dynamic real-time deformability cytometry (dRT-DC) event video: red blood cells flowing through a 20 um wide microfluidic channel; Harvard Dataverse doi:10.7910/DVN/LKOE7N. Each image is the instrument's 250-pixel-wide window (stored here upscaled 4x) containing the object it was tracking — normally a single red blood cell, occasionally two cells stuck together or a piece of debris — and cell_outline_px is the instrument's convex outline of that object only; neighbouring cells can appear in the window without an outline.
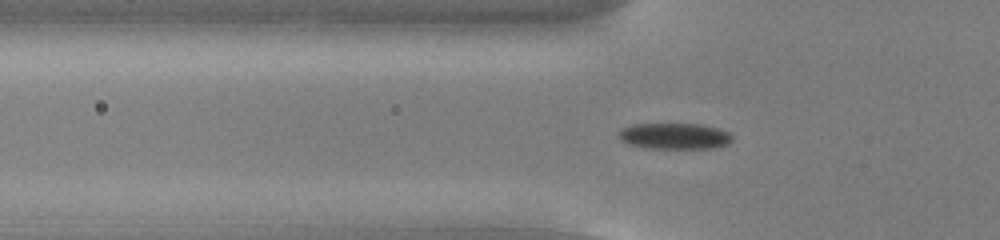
{"species": "common noctule bat (a hibernating species)", "species_latin": "Nyctalus noctula", "temperature_condition": "cold", "stored_images_in_passage": 55, "camera_frame_rate_fps": 3000, "um_per_image_px": 0.085, "animal": {"sex": "male", "body_mass_g": 13.0, "forearm_length_mm": 53.1}, "frame": {"image": 1, "passage_image": 19, "time_ms": 6.0, "image_size_px": [1000, 240], "cell_outline_px": [[732, 140], [728, 144], [712, 148], [648, 148], [628, 144], [620, 140], [620, 128], [632, 124], [704, 124], [720, 128], [728, 132], [732, 136]], "centroid_in_image_um": [57.35, 11.56], "position_along_channel_um": 68.4, "area_um2": 17.34}}
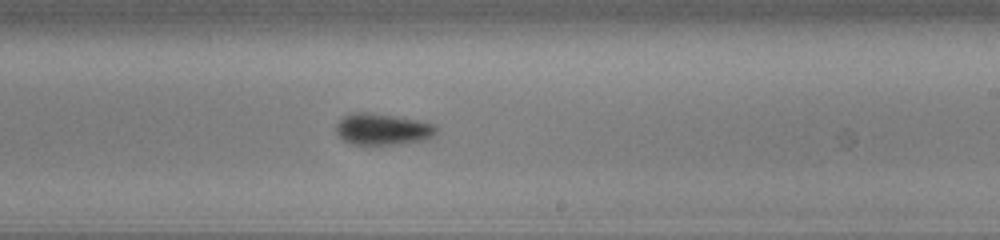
{"frame": {"image": 2, "passage_image": 34, "time_ms": 11.0, "image_size_px": [1000, 240], "cell_outline_px": [[440, 128], [432, 136], [424, 140], [396, 144], [364, 148], [352, 144], [344, 140], [336, 132], [336, 124], [344, 116], [352, 112], [368, 112], [396, 116], [436, 124]], "centroid_in_image_um": [32.5, 11.02], "position_along_channel_um": 256.5, "area_um2": 18.96}}
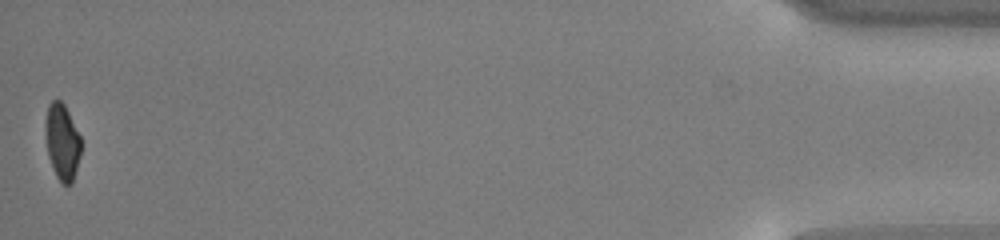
{"frame": {"image": 3, "passage_image": 55, "time_ms": 18.0, "image_size_px": [1000, 240], "cell_outline_px": [[80, 156], [72, 184], [64, 184], [56, 176], [48, 156], [44, 128], [44, 120], [48, 104], [52, 100], [60, 100], [64, 104], [80, 136]], "centroid_in_image_um": [5.26, 12.03], "position_along_channel_um": 429.9, "area_um2": 15.78}, "authors_computed_cell_mechanics": {"area_um2": 17.34, "velocity_mm_per_s": 3.7881, "shape_relaxation_time_tau1_ms": 2.5498, "shape_relaxation_time_tau2_ms": null, "deformation_change_tau1": 0.103, "deformation_change_tau2": null}}